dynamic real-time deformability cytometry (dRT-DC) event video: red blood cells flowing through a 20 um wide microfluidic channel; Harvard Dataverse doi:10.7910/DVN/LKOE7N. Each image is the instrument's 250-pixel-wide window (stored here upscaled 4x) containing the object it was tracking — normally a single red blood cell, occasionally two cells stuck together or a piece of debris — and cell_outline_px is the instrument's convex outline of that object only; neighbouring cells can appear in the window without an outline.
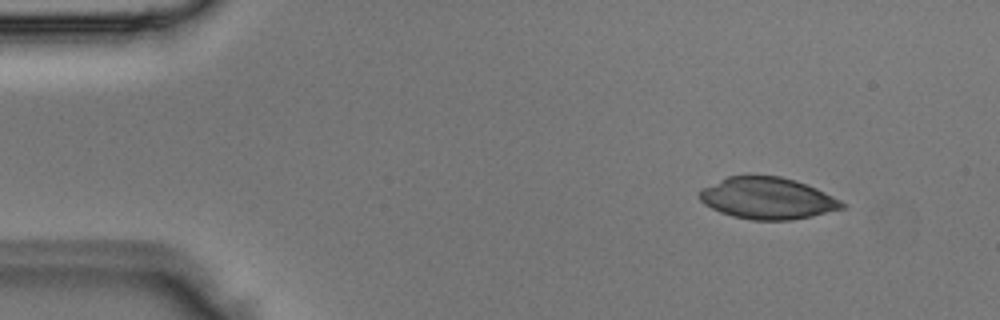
{"species": "Egyptian fruit bat (a non-hibernating species)", "species_latin": "Rousettus aegyptiacus", "temperature_condition": "room temperature", "stored_images_in_passage": 3, "camera_frame_rate_fps": 3000, "um_per_image_px": 0.085, "animal": {"sex": "male"}, "frame": {"image": 1, "passage_image": 1, "time_ms": 0.0, "image_size_px": [1000, 320], "cell_outline_px": [[848, 204], [844, 208], [812, 216], [788, 220], [752, 220], [732, 216], [720, 212], [704, 204], [700, 200], [700, 192], [704, 188], [728, 176], [780, 176], [796, 180], [816, 188]], "centroid_in_image_um": [65.27, 16.86], "position_along_channel_um": 19.7, "area_um2": 34.28}}